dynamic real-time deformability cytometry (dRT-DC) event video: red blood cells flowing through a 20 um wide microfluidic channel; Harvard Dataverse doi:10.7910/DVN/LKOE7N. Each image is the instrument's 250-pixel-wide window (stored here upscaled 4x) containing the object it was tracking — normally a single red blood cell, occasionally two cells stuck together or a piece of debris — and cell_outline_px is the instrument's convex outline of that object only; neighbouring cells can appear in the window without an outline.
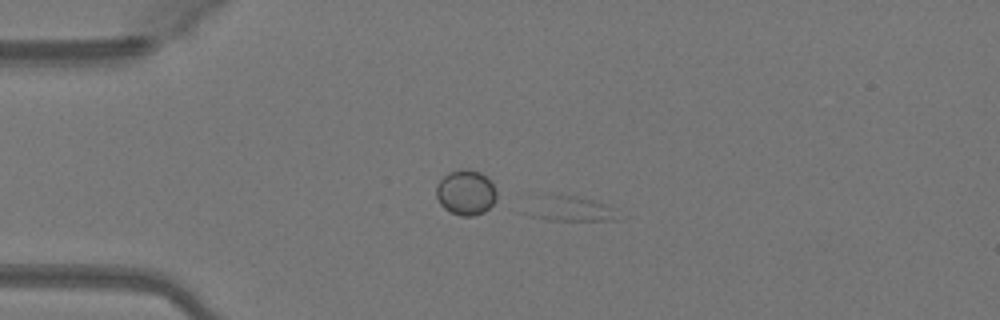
{"species": "Egyptian fruit bat (a non-hibernating species)", "species_latin": "Rousettus aegyptiacus", "temperature_condition": "warm", "stored_images_in_passage": 38, "camera_frame_rate_fps": 3000, "um_per_image_px": 0.085, "animal": {"sex": "female"}, "frame": {"image": 1, "passage_image": 1, "time_ms": 0.0, "image_size_px": [1000, 320], "cell_outline_px": [[616, 216], [608, 220], [548, 220], [528, 216], [520, 212], [544, 196], [576, 196], [592, 200], [604, 204], [612, 208]], "centroid_in_image_um": [48.35, 17.78], "position_along_channel_um": 36.7, "area_um2": 12.72}}
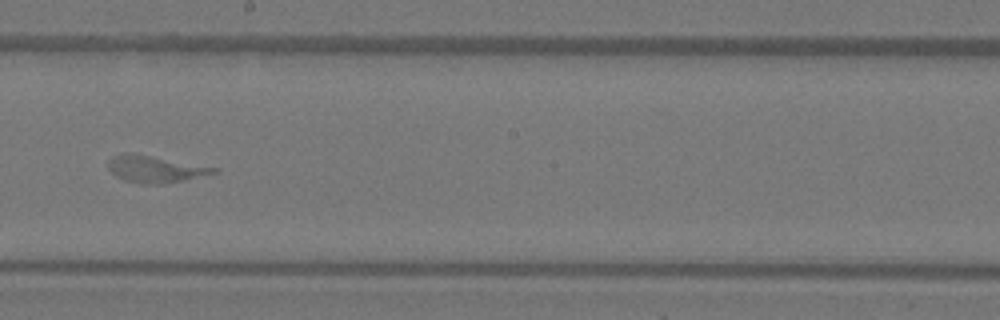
{"frame": {"image": 2, "passage_image": 18, "time_ms": 5.667, "image_size_px": [1000, 320], "cell_outline_px": [[220, 172], [184, 180], [156, 184], [140, 184], [124, 180], [116, 176], [108, 168], [108, 160], [112, 156], [124, 152], [132, 152], [220, 168]], "centroid_in_image_um": [13.19, 14.35], "position_along_channel_um": 235.0, "area_um2": 16.7}}
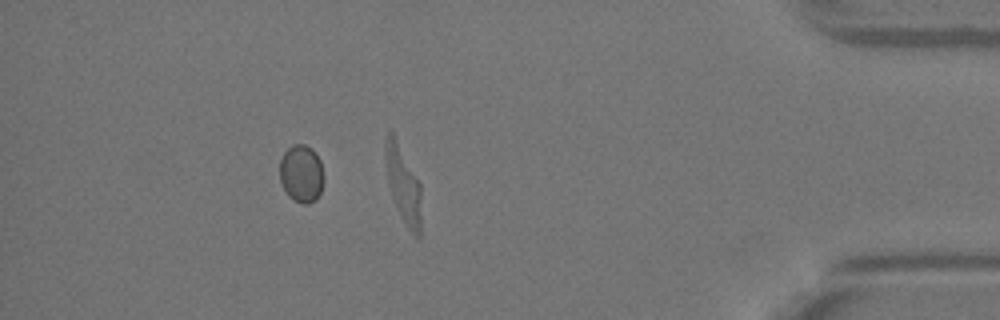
{"frame": {"image": 3, "passage_image": 33, "time_ms": 10.667, "image_size_px": [1000, 320], "cell_outline_px": [[324, 180], [320, 192], [316, 200], [308, 204], [304, 204], [288, 196], [280, 180], [280, 160], [284, 152], [292, 144], [304, 144], [312, 148], [316, 152], [320, 160], [324, 176]], "centroid_in_image_um": [25.63, 14.74], "position_along_channel_um": 409.6, "area_um2": 14.91}}